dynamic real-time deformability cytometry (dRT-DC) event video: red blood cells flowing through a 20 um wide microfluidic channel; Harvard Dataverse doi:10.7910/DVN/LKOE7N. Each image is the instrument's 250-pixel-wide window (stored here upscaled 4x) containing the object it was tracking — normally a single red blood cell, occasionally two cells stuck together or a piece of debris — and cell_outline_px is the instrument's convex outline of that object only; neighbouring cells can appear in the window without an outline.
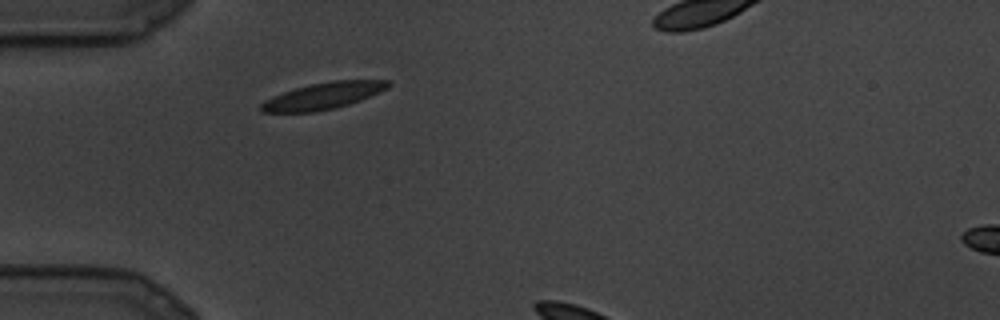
{"species": "common noctule bat (a hibernating species)", "species_latin": "Nyctalus noctula", "temperature_condition": "cold", "stored_images_in_passage": 4, "camera_frame_rate_fps": 3000, "um_per_image_px": 0.085, "animal": {"sex": "male", "body_mass_g": 19.5, "forearm_length_mm": 54.6}, "frame": {"image": 1, "passage_image": 1, "time_ms": 0.0, "image_size_px": [1000, 320], "cell_outline_px": [[392, 84], [388, 88], [380, 92], [360, 100], [336, 108], [316, 112], [260, 112], [260, 104], [264, 100], [272, 96], [296, 88], [312, 84], [332, 80], [392, 80]], "centroid_in_image_um": [27.49, 8.15], "position_along_channel_um": 57.5, "area_um2": 19.77}}
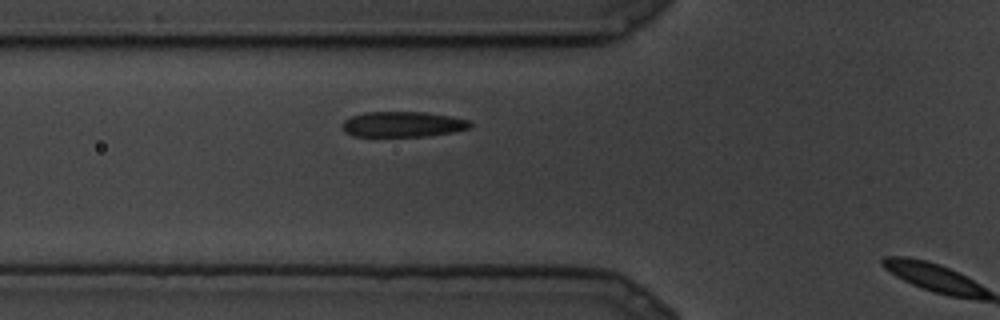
{"frame": {"image": 2, "passage_image": 3, "time_ms": 0.667, "image_size_px": [1000, 320], "cell_outline_px": [[472, 128], [452, 132], [428, 136], [352, 136], [344, 132], [340, 128], [340, 124], [344, 120], [352, 116], [364, 112], [424, 112], [448, 116], [468, 120], [472, 124]], "centroid_in_image_um": [34.18, 10.57], "position_along_channel_um": 91.6, "area_um2": 19.07}}